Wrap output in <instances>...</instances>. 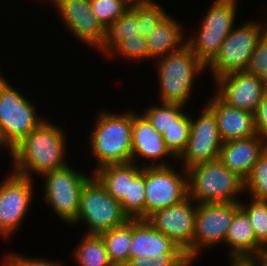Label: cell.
<instances>
[{
    "label": "cell",
    "mask_w": 267,
    "mask_h": 266,
    "mask_svg": "<svg viewBox=\"0 0 267 266\" xmlns=\"http://www.w3.org/2000/svg\"><path fill=\"white\" fill-rule=\"evenodd\" d=\"M50 121L45 118L9 152L14 173L29 178L35 174L41 177L47 171L68 165L67 135L64 128Z\"/></svg>",
    "instance_id": "cell-1"
},
{
    "label": "cell",
    "mask_w": 267,
    "mask_h": 266,
    "mask_svg": "<svg viewBox=\"0 0 267 266\" xmlns=\"http://www.w3.org/2000/svg\"><path fill=\"white\" fill-rule=\"evenodd\" d=\"M123 112L114 114L109 110H101L97 114L88 137V150L97 163L92 173L105 165L132 162V110Z\"/></svg>",
    "instance_id": "cell-2"
},
{
    "label": "cell",
    "mask_w": 267,
    "mask_h": 266,
    "mask_svg": "<svg viewBox=\"0 0 267 266\" xmlns=\"http://www.w3.org/2000/svg\"><path fill=\"white\" fill-rule=\"evenodd\" d=\"M162 103L186 106L194 91L195 80L206 65L186 44L180 50L158 58L154 63Z\"/></svg>",
    "instance_id": "cell-3"
},
{
    "label": "cell",
    "mask_w": 267,
    "mask_h": 266,
    "mask_svg": "<svg viewBox=\"0 0 267 266\" xmlns=\"http://www.w3.org/2000/svg\"><path fill=\"white\" fill-rule=\"evenodd\" d=\"M8 82L0 72V149L10 152L45 117L39 115L34 102Z\"/></svg>",
    "instance_id": "cell-4"
},
{
    "label": "cell",
    "mask_w": 267,
    "mask_h": 266,
    "mask_svg": "<svg viewBox=\"0 0 267 266\" xmlns=\"http://www.w3.org/2000/svg\"><path fill=\"white\" fill-rule=\"evenodd\" d=\"M187 174L188 196L197 204L239 202L245 192V180L218 159L196 164Z\"/></svg>",
    "instance_id": "cell-5"
},
{
    "label": "cell",
    "mask_w": 267,
    "mask_h": 266,
    "mask_svg": "<svg viewBox=\"0 0 267 266\" xmlns=\"http://www.w3.org/2000/svg\"><path fill=\"white\" fill-rule=\"evenodd\" d=\"M266 30L267 21L251 20L235 25L216 56L206 65V71L211 72L213 82L234 72H245L250 56Z\"/></svg>",
    "instance_id": "cell-6"
},
{
    "label": "cell",
    "mask_w": 267,
    "mask_h": 266,
    "mask_svg": "<svg viewBox=\"0 0 267 266\" xmlns=\"http://www.w3.org/2000/svg\"><path fill=\"white\" fill-rule=\"evenodd\" d=\"M129 217L123 212L120 202L115 200L92 175L83 185L79 211L71 225L87 226V232L100 234L105 230L125 224Z\"/></svg>",
    "instance_id": "cell-7"
},
{
    "label": "cell",
    "mask_w": 267,
    "mask_h": 266,
    "mask_svg": "<svg viewBox=\"0 0 267 266\" xmlns=\"http://www.w3.org/2000/svg\"><path fill=\"white\" fill-rule=\"evenodd\" d=\"M207 9L198 32L194 30L190 37L186 36V44L205 65L216 56L235 26L238 12L236 0H213Z\"/></svg>",
    "instance_id": "cell-8"
},
{
    "label": "cell",
    "mask_w": 267,
    "mask_h": 266,
    "mask_svg": "<svg viewBox=\"0 0 267 266\" xmlns=\"http://www.w3.org/2000/svg\"><path fill=\"white\" fill-rule=\"evenodd\" d=\"M71 165L43 173L44 201L62 222L70 225L76 218L82 187L93 175Z\"/></svg>",
    "instance_id": "cell-9"
},
{
    "label": "cell",
    "mask_w": 267,
    "mask_h": 266,
    "mask_svg": "<svg viewBox=\"0 0 267 266\" xmlns=\"http://www.w3.org/2000/svg\"><path fill=\"white\" fill-rule=\"evenodd\" d=\"M173 165L145 167V219L159 209L182 202L188 197L187 170Z\"/></svg>",
    "instance_id": "cell-10"
},
{
    "label": "cell",
    "mask_w": 267,
    "mask_h": 266,
    "mask_svg": "<svg viewBox=\"0 0 267 266\" xmlns=\"http://www.w3.org/2000/svg\"><path fill=\"white\" fill-rule=\"evenodd\" d=\"M34 179L11 172L0 181V238H10L27 216L34 199Z\"/></svg>",
    "instance_id": "cell-11"
},
{
    "label": "cell",
    "mask_w": 267,
    "mask_h": 266,
    "mask_svg": "<svg viewBox=\"0 0 267 266\" xmlns=\"http://www.w3.org/2000/svg\"><path fill=\"white\" fill-rule=\"evenodd\" d=\"M239 202L197 204L193 240V263L204 250L224 244ZM201 253V254H200Z\"/></svg>",
    "instance_id": "cell-12"
},
{
    "label": "cell",
    "mask_w": 267,
    "mask_h": 266,
    "mask_svg": "<svg viewBox=\"0 0 267 266\" xmlns=\"http://www.w3.org/2000/svg\"><path fill=\"white\" fill-rule=\"evenodd\" d=\"M197 203L189 196L182 202L159 209L146 218L154 228L170 238L193 262V240Z\"/></svg>",
    "instance_id": "cell-13"
},
{
    "label": "cell",
    "mask_w": 267,
    "mask_h": 266,
    "mask_svg": "<svg viewBox=\"0 0 267 266\" xmlns=\"http://www.w3.org/2000/svg\"><path fill=\"white\" fill-rule=\"evenodd\" d=\"M193 117L192 115L187 146L177 158V162H181L185 170L218 159L223 144L215 115L206 105L197 118Z\"/></svg>",
    "instance_id": "cell-14"
},
{
    "label": "cell",
    "mask_w": 267,
    "mask_h": 266,
    "mask_svg": "<svg viewBox=\"0 0 267 266\" xmlns=\"http://www.w3.org/2000/svg\"><path fill=\"white\" fill-rule=\"evenodd\" d=\"M51 4L64 27L81 44L95 50L100 47L105 36V28L94 15L90 0H51Z\"/></svg>",
    "instance_id": "cell-15"
},
{
    "label": "cell",
    "mask_w": 267,
    "mask_h": 266,
    "mask_svg": "<svg viewBox=\"0 0 267 266\" xmlns=\"http://www.w3.org/2000/svg\"><path fill=\"white\" fill-rule=\"evenodd\" d=\"M172 159L177 163V158L166 147L162 134L152 126L142 111H132V162L141 167L167 166L171 165Z\"/></svg>",
    "instance_id": "cell-16"
},
{
    "label": "cell",
    "mask_w": 267,
    "mask_h": 266,
    "mask_svg": "<svg viewBox=\"0 0 267 266\" xmlns=\"http://www.w3.org/2000/svg\"><path fill=\"white\" fill-rule=\"evenodd\" d=\"M213 91L231 107L256 112L263 95L267 92L264 80L247 72H234L216 79Z\"/></svg>",
    "instance_id": "cell-17"
},
{
    "label": "cell",
    "mask_w": 267,
    "mask_h": 266,
    "mask_svg": "<svg viewBox=\"0 0 267 266\" xmlns=\"http://www.w3.org/2000/svg\"><path fill=\"white\" fill-rule=\"evenodd\" d=\"M266 149L267 140L259 135L233 139L223 142L218 160L245 180Z\"/></svg>",
    "instance_id": "cell-18"
},
{
    "label": "cell",
    "mask_w": 267,
    "mask_h": 266,
    "mask_svg": "<svg viewBox=\"0 0 267 266\" xmlns=\"http://www.w3.org/2000/svg\"><path fill=\"white\" fill-rule=\"evenodd\" d=\"M205 105L215 115L223 142L257 135L254 113L227 105L215 93Z\"/></svg>",
    "instance_id": "cell-19"
},
{
    "label": "cell",
    "mask_w": 267,
    "mask_h": 266,
    "mask_svg": "<svg viewBox=\"0 0 267 266\" xmlns=\"http://www.w3.org/2000/svg\"><path fill=\"white\" fill-rule=\"evenodd\" d=\"M224 245L228 246L230 261H260L263 245L256 239L250 220L241 207L231 220Z\"/></svg>",
    "instance_id": "cell-20"
},
{
    "label": "cell",
    "mask_w": 267,
    "mask_h": 266,
    "mask_svg": "<svg viewBox=\"0 0 267 266\" xmlns=\"http://www.w3.org/2000/svg\"><path fill=\"white\" fill-rule=\"evenodd\" d=\"M162 254H186L170 238L154 229L146 219H132L129 260L140 256L155 258Z\"/></svg>",
    "instance_id": "cell-21"
},
{
    "label": "cell",
    "mask_w": 267,
    "mask_h": 266,
    "mask_svg": "<svg viewBox=\"0 0 267 266\" xmlns=\"http://www.w3.org/2000/svg\"><path fill=\"white\" fill-rule=\"evenodd\" d=\"M167 14L155 30L146 38L148 60H157L163 56L180 50L186 45V32L182 23ZM180 22V23H179ZM185 32V33H184Z\"/></svg>",
    "instance_id": "cell-22"
},
{
    "label": "cell",
    "mask_w": 267,
    "mask_h": 266,
    "mask_svg": "<svg viewBox=\"0 0 267 266\" xmlns=\"http://www.w3.org/2000/svg\"><path fill=\"white\" fill-rule=\"evenodd\" d=\"M120 205L129 219H145V167L129 163L128 197Z\"/></svg>",
    "instance_id": "cell-23"
},
{
    "label": "cell",
    "mask_w": 267,
    "mask_h": 266,
    "mask_svg": "<svg viewBox=\"0 0 267 266\" xmlns=\"http://www.w3.org/2000/svg\"><path fill=\"white\" fill-rule=\"evenodd\" d=\"M72 257L78 266H114L109 259L101 234L84 233L75 244Z\"/></svg>",
    "instance_id": "cell-24"
},
{
    "label": "cell",
    "mask_w": 267,
    "mask_h": 266,
    "mask_svg": "<svg viewBox=\"0 0 267 266\" xmlns=\"http://www.w3.org/2000/svg\"><path fill=\"white\" fill-rule=\"evenodd\" d=\"M100 234L112 264L125 266L129 262V250L132 242V219Z\"/></svg>",
    "instance_id": "cell-25"
},
{
    "label": "cell",
    "mask_w": 267,
    "mask_h": 266,
    "mask_svg": "<svg viewBox=\"0 0 267 266\" xmlns=\"http://www.w3.org/2000/svg\"><path fill=\"white\" fill-rule=\"evenodd\" d=\"M93 175L117 201L128 197L129 163L109 164L96 169Z\"/></svg>",
    "instance_id": "cell-26"
},
{
    "label": "cell",
    "mask_w": 267,
    "mask_h": 266,
    "mask_svg": "<svg viewBox=\"0 0 267 266\" xmlns=\"http://www.w3.org/2000/svg\"><path fill=\"white\" fill-rule=\"evenodd\" d=\"M136 34H139L137 13L129 7L122 16L105 29L103 42L97 51L102 52L107 57L124 38L132 37Z\"/></svg>",
    "instance_id": "cell-27"
},
{
    "label": "cell",
    "mask_w": 267,
    "mask_h": 266,
    "mask_svg": "<svg viewBox=\"0 0 267 266\" xmlns=\"http://www.w3.org/2000/svg\"><path fill=\"white\" fill-rule=\"evenodd\" d=\"M160 105V106H159ZM185 106L171 103L151 104L145 108L143 114L152 126L163 134L185 113Z\"/></svg>",
    "instance_id": "cell-28"
},
{
    "label": "cell",
    "mask_w": 267,
    "mask_h": 266,
    "mask_svg": "<svg viewBox=\"0 0 267 266\" xmlns=\"http://www.w3.org/2000/svg\"><path fill=\"white\" fill-rule=\"evenodd\" d=\"M191 115L185 112L174 125L162 134L166 147L176 158L182 154L187 146L190 135Z\"/></svg>",
    "instance_id": "cell-29"
},
{
    "label": "cell",
    "mask_w": 267,
    "mask_h": 266,
    "mask_svg": "<svg viewBox=\"0 0 267 266\" xmlns=\"http://www.w3.org/2000/svg\"><path fill=\"white\" fill-rule=\"evenodd\" d=\"M131 8L137 13L138 33L145 38L151 35L159 22L169 13L155 0Z\"/></svg>",
    "instance_id": "cell-30"
},
{
    "label": "cell",
    "mask_w": 267,
    "mask_h": 266,
    "mask_svg": "<svg viewBox=\"0 0 267 266\" xmlns=\"http://www.w3.org/2000/svg\"><path fill=\"white\" fill-rule=\"evenodd\" d=\"M245 192L253 199L267 201V149L245 179Z\"/></svg>",
    "instance_id": "cell-31"
},
{
    "label": "cell",
    "mask_w": 267,
    "mask_h": 266,
    "mask_svg": "<svg viewBox=\"0 0 267 266\" xmlns=\"http://www.w3.org/2000/svg\"><path fill=\"white\" fill-rule=\"evenodd\" d=\"M249 202L239 201L253 227L256 239L264 245L267 242V201L249 197Z\"/></svg>",
    "instance_id": "cell-32"
},
{
    "label": "cell",
    "mask_w": 267,
    "mask_h": 266,
    "mask_svg": "<svg viewBox=\"0 0 267 266\" xmlns=\"http://www.w3.org/2000/svg\"><path fill=\"white\" fill-rule=\"evenodd\" d=\"M116 56H115V55ZM118 55V56H117ZM109 58L123 57L129 61H145L148 60V49L146 38L142 35L136 34L132 37L124 38L110 53Z\"/></svg>",
    "instance_id": "cell-33"
},
{
    "label": "cell",
    "mask_w": 267,
    "mask_h": 266,
    "mask_svg": "<svg viewBox=\"0 0 267 266\" xmlns=\"http://www.w3.org/2000/svg\"><path fill=\"white\" fill-rule=\"evenodd\" d=\"M90 3L94 15L105 29L129 9L123 0H90Z\"/></svg>",
    "instance_id": "cell-34"
},
{
    "label": "cell",
    "mask_w": 267,
    "mask_h": 266,
    "mask_svg": "<svg viewBox=\"0 0 267 266\" xmlns=\"http://www.w3.org/2000/svg\"><path fill=\"white\" fill-rule=\"evenodd\" d=\"M245 72L262 78L267 87V30L259 38Z\"/></svg>",
    "instance_id": "cell-35"
},
{
    "label": "cell",
    "mask_w": 267,
    "mask_h": 266,
    "mask_svg": "<svg viewBox=\"0 0 267 266\" xmlns=\"http://www.w3.org/2000/svg\"><path fill=\"white\" fill-rule=\"evenodd\" d=\"M186 254H162L155 258H131L125 266H193Z\"/></svg>",
    "instance_id": "cell-36"
},
{
    "label": "cell",
    "mask_w": 267,
    "mask_h": 266,
    "mask_svg": "<svg viewBox=\"0 0 267 266\" xmlns=\"http://www.w3.org/2000/svg\"><path fill=\"white\" fill-rule=\"evenodd\" d=\"M6 256V257H5ZM4 257V260L10 265V266H65L62 265L59 260H48L47 258H31L22 256V254H18L15 252H8ZM60 262V263H59Z\"/></svg>",
    "instance_id": "cell-37"
},
{
    "label": "cell",
    "mask_w": 267,
    "mask_h": 266,
    "mask_svg": "<svg viewBox=\"0 0 267 266\" xmlns=\"http://www.w3.org/2000/svg\"><path fill=\"white\" fill-rule=\"evenodd\" d=\"M254 117L257 135L267 140V92L263 95Z\"/></svg>",
    "instance_id": "cell-38"
},
{
    "label": "cell",
    "mask_w": 267,
    "mask_h": 266,
    "mask_svg": "<svg viewBox=\"0 0 267 266\" xmlns=\"http://www.w3.org/2000/svg\"><path fill=\"white\" fill-rule=\"evenodd\" d=\"M230 266H264V261L246 260V261H230Z\"/></svg>",
    "instance_id": "cell-39"
},
{
    "label": "cell",
    "mask_w": 267,
    "mask_h": 266,
    "mask_svg": "<svg viewBox=\"0 0 267 266\" xmlns=\"http://www.w3.org/2000/svg\"><path fill=\"white\" fill-rule=\"evenodd\" d=\"M129 7L144 5L153 2V0H123Z\"/></svg>",
    "instance_id": "cell-40"
},
{
    "label": "cell",
    "mask_w": 267,
    "mask_h": 266,
    "mask_svg": "<svg viewBox=\"0 0 267 266\" xmlns=\"http://www.w3.org/2000/svg\"><path fill=\"white\" fill-rule=\"evenodd\" d=\"M260 261L267 262V242L262 246Z\"/></svg>",
    "instance_id": "cell-41"
},
{
    "label": "cell",
    "mask_w": 267,
    "mask_h": 266,
    "mask_svg": "<svg viewBox=\"0 0 267 266\" xmlns=\"http://www.w3.org/2000/svg\"><path fill=\"white\" fill-rule=\"evenodd\" d=\"M2 262H3V263L1 264L2 266H10L4 259H2Z\"/></svg>",
    "instance_id": "cell-42"
}]
</instances>
